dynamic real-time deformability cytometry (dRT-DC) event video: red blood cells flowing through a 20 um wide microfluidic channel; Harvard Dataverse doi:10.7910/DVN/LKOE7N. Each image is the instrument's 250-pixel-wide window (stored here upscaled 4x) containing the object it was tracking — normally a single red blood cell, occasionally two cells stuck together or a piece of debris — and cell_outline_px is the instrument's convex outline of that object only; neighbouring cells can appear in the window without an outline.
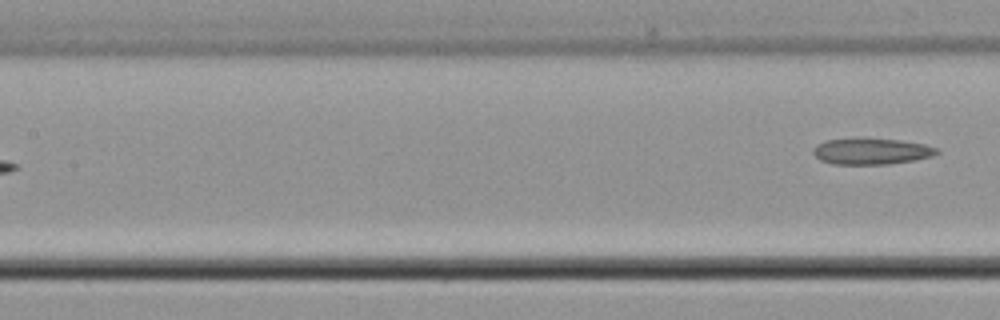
{"species": "common noctule bat (a hibernating species)", "species_latin": "Nyctalus noctula", "temperature_condition": "cold", "stored_images_in_passage": 6, "camera_frame_rate_fps": 3000, "um_per_image_px": 0.085, "animal": {"sex": "male", "body_mass_g": 21.5, "forearm_length_mm": 52.0}, "frame": {"image": 1, "passage_image": 6, "time_ms": 7.0, "image_size_px": [1000, 320], "cell_outline_px": [[940, 152], [932, 156], [912, 160], [888, 164], [832, 164], [820, 160], [812, 152], [812, 148], [816, 144], [824, 140], [900, 140], [924, 144], [936, 148]], "centroid_in_image_um": [74.04, 12.88], "position_along_channel_um": 133.4, "area_um2": 18.32}}